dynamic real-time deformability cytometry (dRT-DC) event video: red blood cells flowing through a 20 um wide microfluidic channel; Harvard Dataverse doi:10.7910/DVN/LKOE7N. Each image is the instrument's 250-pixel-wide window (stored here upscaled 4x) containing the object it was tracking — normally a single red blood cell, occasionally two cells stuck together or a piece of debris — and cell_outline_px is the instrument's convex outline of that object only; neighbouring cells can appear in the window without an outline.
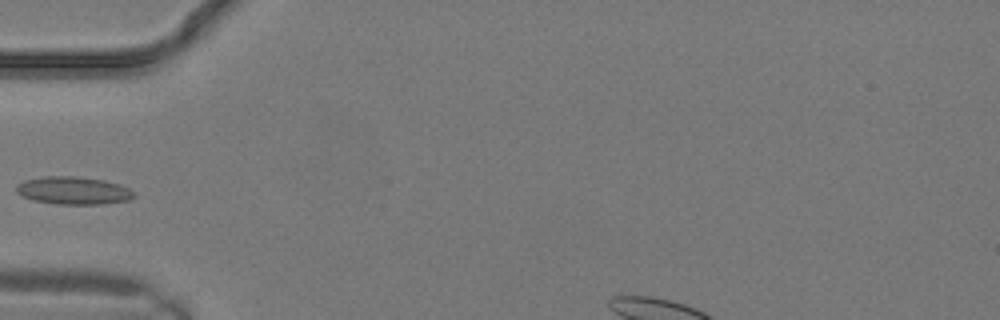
{"species": "common noctule bat (a hibernating species)", "species_latin": "Nyctalus noctula", "temperature_condition": "warm", "stored_images_in_passage": 15, "camera_frame_rate_fps": 3000, "um_per_image_px": 0.085, "animal": {"sex": "male", "body_mass_g": 19.2, "forearm_length_mm": 51.8}, "frame": {"image": 1, "passage_image": 8, "time_ms": 2.333, "image_size_px": [1000, 320], "cell_outline_px": [[136, 196], [128, 200], [104, 204], [56, 204], [32, 200], [20, 196], [16, 192], [16, 184], [24, 180], [40, 176], [76, 176], [104, 180], [120, 184], [136, 192]], "centroid_in_image_um": [6.22, 16.19], "position_along_channel_um": 78.8, "area_um2": 19.36}}
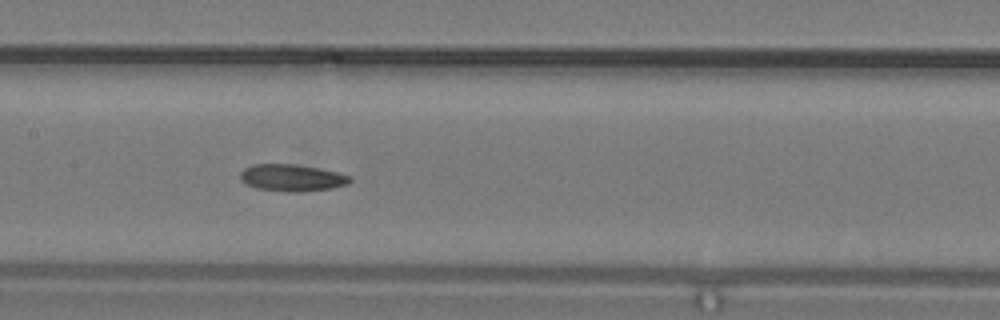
{"frame": {"image": 2, "passage_image": 12, "time_ms": 3.667, "image_size_px": [1000, 320], "cell_outline_px": [[352, 180], [348, 184], [332, 188], [300, 192], [288, 192], [256, 188], [240, 180], [240, 172], [244, 168], [252, 164], [296, 164], [336, 172], [352, 176]], "centroid_in_image_um": [24.81, 15.11], "position_along_channel_um": 182.6, "area_um2": 17.22}}
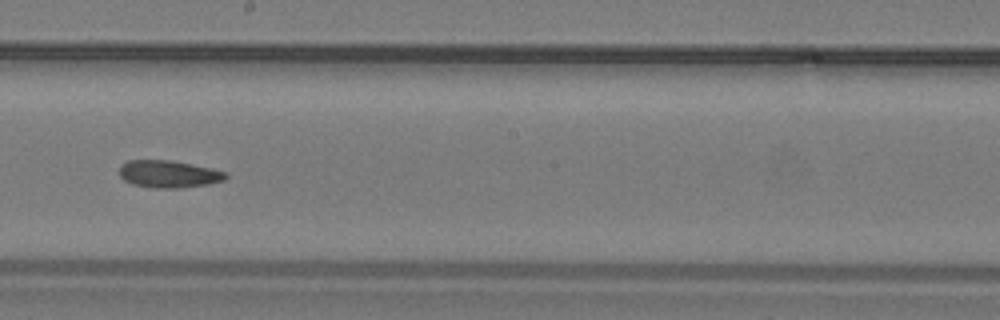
{"frame": {"image": 3, "passage_image": 14, "time_ms": 4.333, "image_size_px": [1000, 320], "cell_outline_px": [[228, 176], [224, 180], [208, 184], [180, 188], [152, 188], [132, 184], [124, 180], [120, 176], [120, 164], [128, 160], [172, 160], [192, 164], [224, 172]], "centroid_in_image_um": [14.29, 14.79], "position_along_channel_um": 233.9, "area_um2": 16.88}}